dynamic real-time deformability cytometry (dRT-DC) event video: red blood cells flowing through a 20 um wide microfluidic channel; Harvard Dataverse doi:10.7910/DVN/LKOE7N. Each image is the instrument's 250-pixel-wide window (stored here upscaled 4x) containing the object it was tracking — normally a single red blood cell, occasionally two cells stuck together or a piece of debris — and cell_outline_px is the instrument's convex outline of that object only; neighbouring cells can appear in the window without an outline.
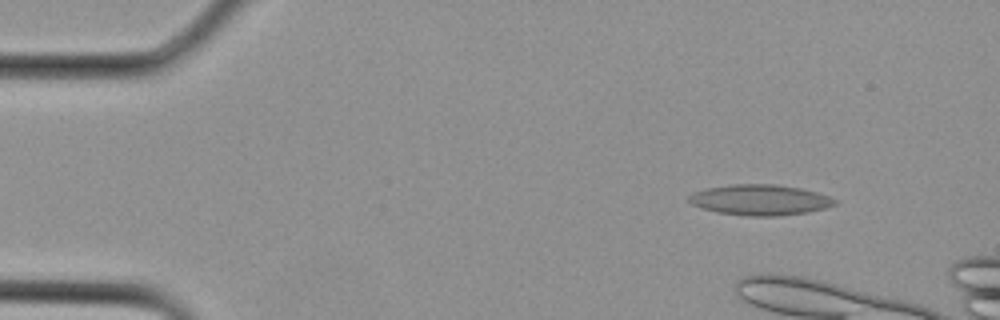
{"species": "Egyptian fruit bat (a non-hibernating species)", "species_latin": "Rousettus aegyptiacus", "temperature_condition": "cold", "stored_images_in_passage": 7, "camera_frame_rate_fps": 3000, "um_per_image_px": 0.085, "animal": {"sex": "female"}, "frame": {"image": 1, "passage_image": 3, "time_ms": 0.667, "image_size_px": [1000, 320], "cell_outline_px": [[836, 204], [824, 208], [808, 212], [780, 216], [748, 216], [716, 212], [692, 204], [688, 200], [688, 196], [692, 192], [708, 188], [732, 184], [776, 184], [800, 188], [816, 192], [828, 196], [836, 200]], "centroid_in_image_um": [64.59, 16.99], "position_along_channel_um": 20.4, "area_um2": 25.95}}